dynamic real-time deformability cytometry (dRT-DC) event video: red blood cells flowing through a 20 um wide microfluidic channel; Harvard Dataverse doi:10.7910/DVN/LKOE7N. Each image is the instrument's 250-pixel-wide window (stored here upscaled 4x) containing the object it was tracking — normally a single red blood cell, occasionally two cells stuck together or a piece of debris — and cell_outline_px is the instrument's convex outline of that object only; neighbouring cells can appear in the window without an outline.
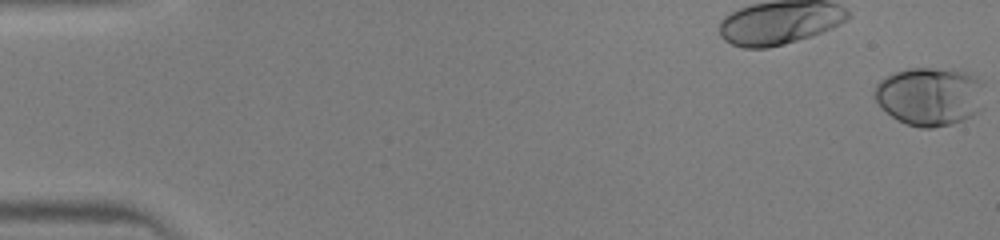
{"species": "human", "species_latin": "Homo sapiens", "temperature_condition": "warm", "stored_images_in_passage": 47, "camera_frame_rate_fps": 3000, "um_per_image_px": 0.085, "donor": {"sex": "male"}, "frame": {"image": 1, "passage_image": 1, "time_ms": 0.0, "image_size_px": [1000, 240], "cell_outline_px": [[984, 108], [980, 112], [964, 120], [952, 124], [932, 128], [920, 128], [908, 124], [892, 116], [880, 108], [876, 100], [876, 84], [880, 80], [896, 72], [908, 68], [932, 68], [964, 72], [976, 76], [984, 80]], "centroid_in_image_um": [79.12, 8.2], "position_along_channel_um": 5.9, "area_um2": 37.86}}
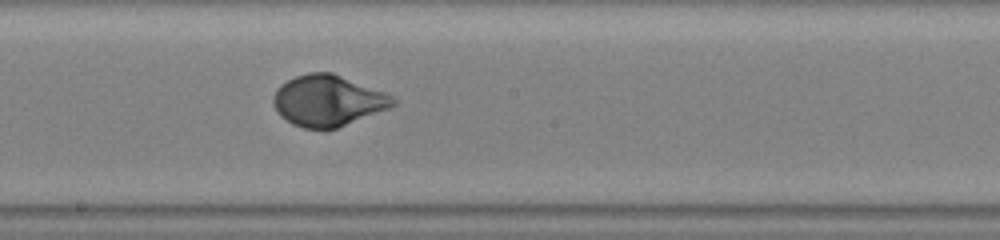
{"frame": {"image": 2, "passage_image": 27, "time_ms": 8.667, "image_size_px": [1000, 240], "cell_outline_px": [[396, 104], [388, 108], [336, 128], [324, 132], [304, 128], [292, 124], [280, 116], [272, 104], [272, 96], [276, 88], [280, 84], [296, 76], [308, 72], [332, 72], [384, 92], [392, 96], [396, 100]], "centroid_in_image_um": [27.81, 8.57], "position_along_channel_um": 220.4, "area_um2": 35.84}}
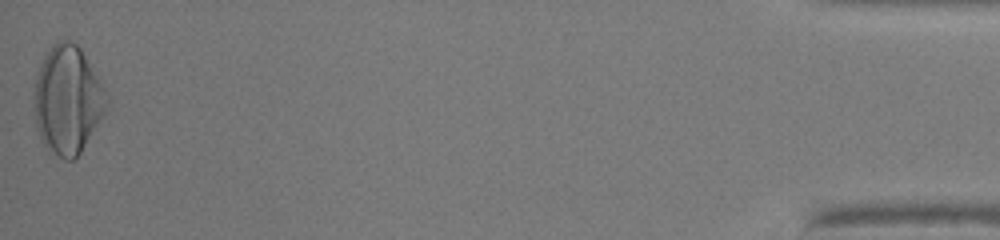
{"frame": {"image": 3, "passage_image": 47, "time_ms": 15.333, "image_size_px": [1000, 240], "cell_outline_px": [[108, 104], [100, 120], [80, 152], [72, 160], [64, 160], [48, 152], [36, 128], [36, 76], [40, 64], [44, 56], [52, 44], [60, 40], [72, 40], [80, 48], [96, 76], [100, 84]], "centroid_in_image_um": [5.72, 8.51], "position_along_channel_um": 429.5, "area_um2": 44.56}}